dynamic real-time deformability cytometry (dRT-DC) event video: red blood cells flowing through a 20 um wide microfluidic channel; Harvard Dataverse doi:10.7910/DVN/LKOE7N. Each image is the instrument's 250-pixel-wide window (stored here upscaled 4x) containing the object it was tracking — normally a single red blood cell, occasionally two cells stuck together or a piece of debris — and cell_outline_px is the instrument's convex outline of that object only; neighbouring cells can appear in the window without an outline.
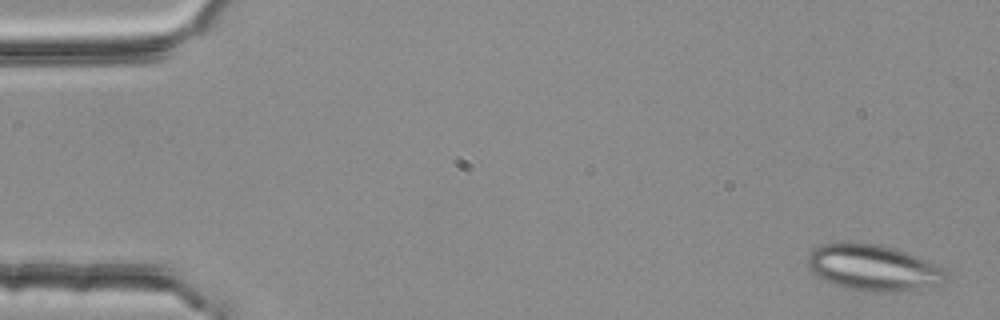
{"species": "common noctule bat (a hibernating species)", "species_latin": "Nyctalus noctula", "temperature_condition": "room temperature", "stored_images_in_passage": 5, "camera_frame_rate_fps": 3000, "um_per_image_px": 0.085, "animal": {"sex": "female", "body_mass_g": 25.1}, "frame": {"image": 1, "passage_image": 1, "time_ms": 0.0, "image_size_px": [1000, 320], "cell_outline_px": [[948, 280], [940, 284], [920, 288], [880, 292], [876, 292], [852, 288], [836, 284], [824, 280], [816, 276], [808, 268], [808, 256], [816, 248], [824, 244], [872, 244], [892, 248], [904, 252], [924, 260], [948, 272]], "centroid_in_image_um": [74.23, 22.77], "position_along_channel_um": 10.8, "area_um2": 35.72}}